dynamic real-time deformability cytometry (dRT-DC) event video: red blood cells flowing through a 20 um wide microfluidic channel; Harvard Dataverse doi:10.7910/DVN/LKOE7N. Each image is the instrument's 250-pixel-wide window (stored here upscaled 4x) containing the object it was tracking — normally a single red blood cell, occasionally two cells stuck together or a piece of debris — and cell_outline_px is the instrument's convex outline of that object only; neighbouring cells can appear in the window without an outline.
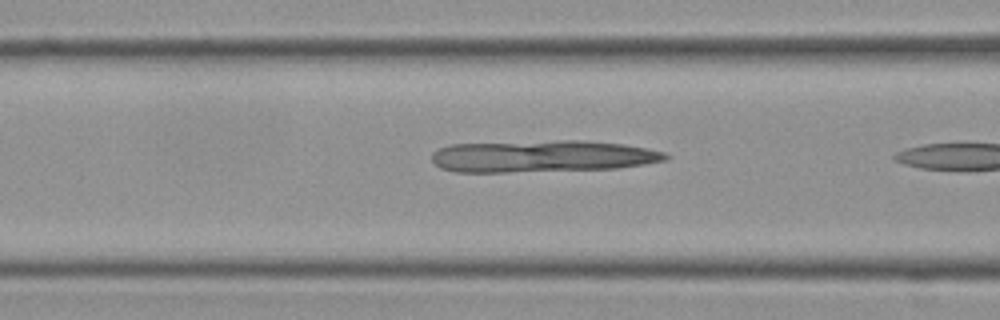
{"species": "Egyptian fruit bat (a non-hibernating species)", "species_latin": "Rousettus aegyptiacus", "temperature_condition": "cold", "stored_images_in_passage": 20, "camera_frame_rate_fps": 3000, "um_per_image_px": 0.085, "frame": {"image": 1, "passage_image": 19, "time_ms": 6.0, "image_size_px": [1000, 320], "cell_outline_px": [[668, 156], [664, 160], [644, 164], [616, 168], [504, 172], [452, 172], [440, 168], [432, 160], [432, 152], [448, 144], [560, 140], [584, 140], [624, 144], [648, 148], [664, 152]], "centroid_in_image_um": [46.05, 13.27], "position_along_channel_um": 120.6, "area_um2": 43.52}}